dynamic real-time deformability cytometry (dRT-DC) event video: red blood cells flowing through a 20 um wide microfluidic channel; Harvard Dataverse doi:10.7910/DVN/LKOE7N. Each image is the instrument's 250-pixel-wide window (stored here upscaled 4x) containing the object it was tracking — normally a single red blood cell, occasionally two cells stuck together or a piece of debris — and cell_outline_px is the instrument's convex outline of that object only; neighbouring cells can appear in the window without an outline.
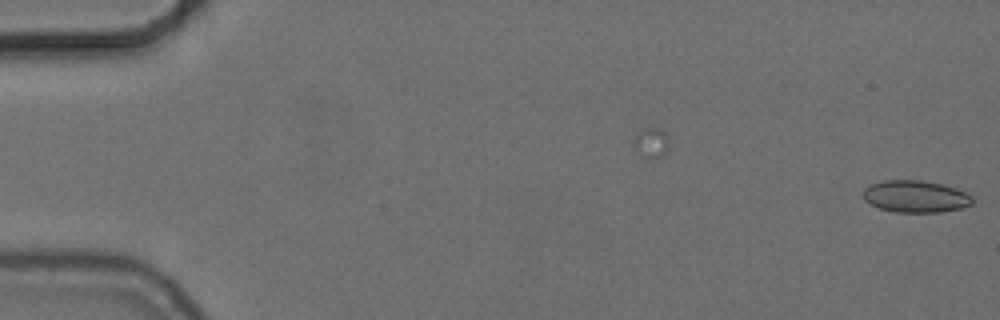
{"species": "common noctule bat (a hibernating species)", "species_latin": "Nyctalus noctula", "temperature_condition": "cold", "stored_images_in_passage": 7, "camera_frame_rate_fps": 3000, "um_per_image_px": 0.085, "animal": {"sex": "female", "body_mass_g": 24.6, "forearm_length_mm": 56.2}, "frame": {"image": 1, "passage_image": 7, "time_ms": 2.0, "image_size_px": [1000, 320], "cell_outline_px": [[972, 204], [960, 208], [940, 212], [892, 212], [880, 208], [864, 200], [864, 188], [872, 184], [884, 180], [920, 180], [940, 184], [956, 188], [972, 196]], "centroid_in_image_um": [77.81, 16.7], "position_along_channel_um": 7.2, "area_um2": 20.17}}